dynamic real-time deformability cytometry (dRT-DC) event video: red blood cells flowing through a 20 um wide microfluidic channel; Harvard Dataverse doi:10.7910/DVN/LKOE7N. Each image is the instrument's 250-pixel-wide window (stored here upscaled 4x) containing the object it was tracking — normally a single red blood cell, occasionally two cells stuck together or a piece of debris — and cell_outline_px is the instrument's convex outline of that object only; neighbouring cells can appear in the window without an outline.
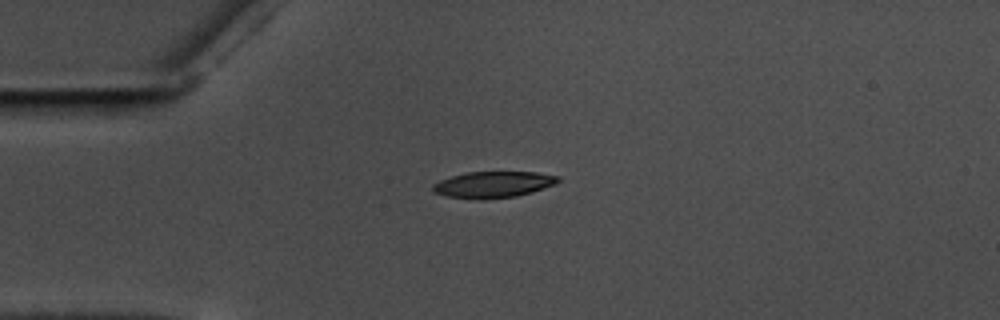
{"species": "common noctule bat (a hibernating species)", "species_latin": "Nyctalus noctula", "temperature_condition": "warm", "stored_images_in_passage": 44, "camera_frame_rate_fps": 3000, "um_per_image_px": 0.085, "animal": {"sex": "male", "body_mass_g": 17.5, "forearm_length_mm": 52.3}, "frame": {"image": 1, "passage_image": 1, "time_ms": 0.0, "image_size_px": [1000, 320], "cell_outline_px": [[560, 180], [556, 184], [532, 192], [516, 196], [480, 200], [448, 196], [432, 192], [432, 184], [440, 180], [452, 176], [468, 172], [536, 172], [560, 176]], "centroid_in_image_um": [41.93, 15.69], "position_along_channel_um": 43.1, "area_um2": 19.25}}
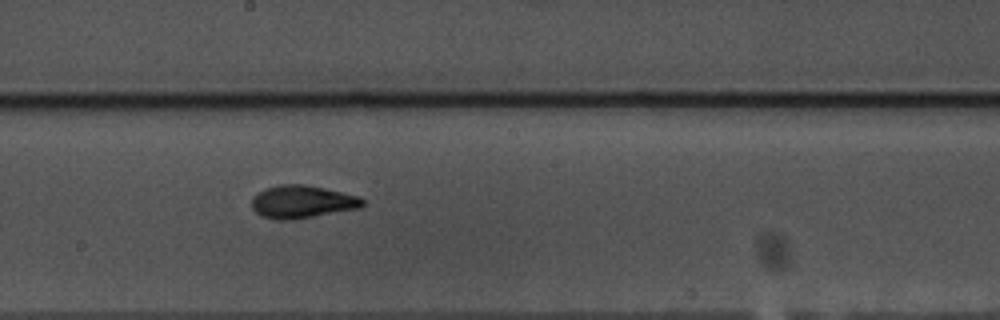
{"frame": {"image": 2, "passage_image": 18, "time_ms": 5.667, "image_size_px": [1000, 320], "cell_outline_px": [[364, 204], [360, 208], [296, 220], [276, 220], [260, 216], [252, 208], [252, 196], [256, 192], [264, 188], [280, 184], [304, 184], [324, 188], [360, 196], [364, 200]], "centroid_in_image_um": [25.66, 17.16], "position_along_channel_um": 222.5, "area_um2": 21.62}}
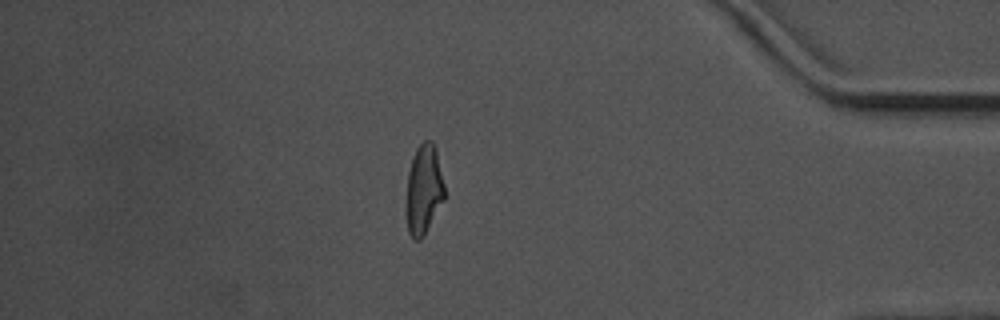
{"frame": {"image": 3, "passage_image": 36, "time_ms": 11.667, "image_size_px": [1000, 320], "cell_outline_px": [[444, 200], [420, 240], [412, 240], [408, 232], [404, 204], [408, 172], [412, 156], [416, 148], [424, 140], [432, 140], [436, 148], [444, 184]], "centroid_in_image_um": [35.98, 16.1], "position_along_channel_um": 399.2, "area_um2": 20.4}, "authors_computed_cell_mechanics": {"area_um2": 20.2589, "velocity_mm_per_s": 3.5616, "shape_relaxation_time_tau1_ms": 5.8356, "shape_relaxation_time_tau2_ms": 2.0966, "deformation_change_tau1": 0.1852, "deformation_change_tau2": 0.0837}}